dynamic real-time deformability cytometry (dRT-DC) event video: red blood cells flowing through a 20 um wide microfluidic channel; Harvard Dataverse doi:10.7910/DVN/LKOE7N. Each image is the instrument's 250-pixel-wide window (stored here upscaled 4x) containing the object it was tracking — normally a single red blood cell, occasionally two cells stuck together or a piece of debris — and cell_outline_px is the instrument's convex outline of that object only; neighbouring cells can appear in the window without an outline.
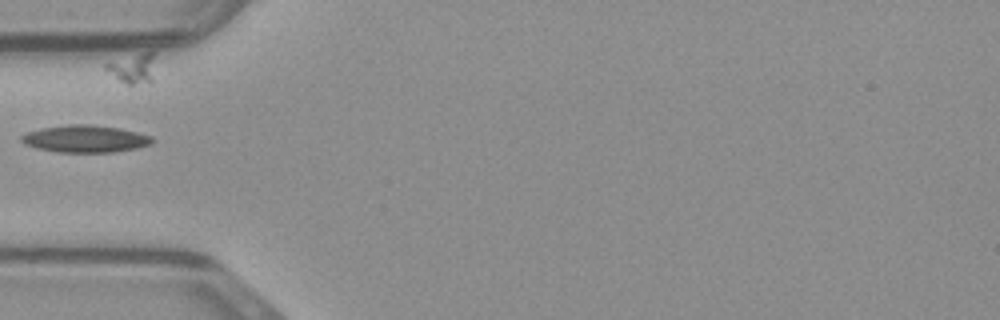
{"species": "common noctule bat (a hibernating species)", "species_latin": "Nyctalus noctula", "temperature_condition": "warm", "stored_images_in_passage": 9, "camera_frame_rate_fps": 3000, "um_per_image_px": 0.085, "animal": {"sex": "male", "body_mass_g": 23.1, "forearm_length_mm": 52.7}, "frame": {"image": 1, "passage_image": 1, "time_ms": 0.0, "image_size_px": [1000, 320], "cell_outline_px": [[156, 140], [152, 144], [136, 148], [116, 152], [56, 152], [36, 148], [24, 144], [20, 140], [20, 136], [28, 132], [40, 128], [68, 124], [88, 124], [120, 128], [152, 136]], "centroid_in_image_um": [7.25, 11.8], "position_along_channel_um": 77.8, "area_um2": 20.92}}